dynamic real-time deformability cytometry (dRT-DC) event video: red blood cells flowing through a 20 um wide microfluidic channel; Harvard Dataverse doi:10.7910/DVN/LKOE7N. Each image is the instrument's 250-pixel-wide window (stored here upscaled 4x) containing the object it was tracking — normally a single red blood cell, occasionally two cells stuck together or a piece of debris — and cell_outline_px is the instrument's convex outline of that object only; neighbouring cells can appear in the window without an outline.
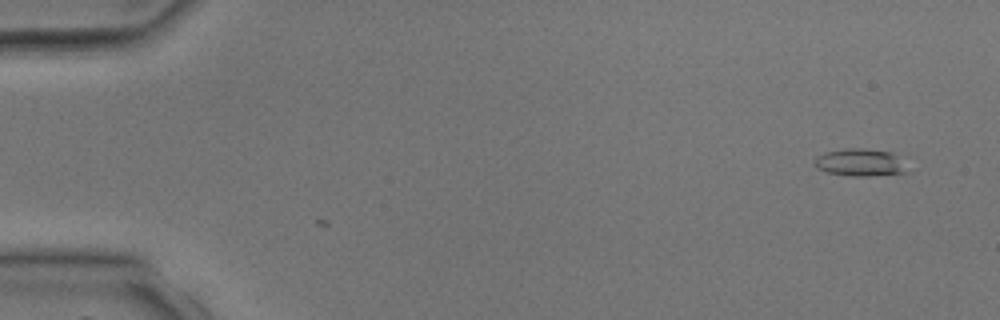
{"species": "common noctule bat (a hibernating species)", "species_latin": "Nyctalus noctula", "temperature_condition": "room temperature", "stored_images_in_passage": 2, "camera_frame_rate_fps": 3000, "um_per_image_px": 0.085, "animal": {"sex": "male", "body_mass_g": 17.9, "forearm_length_mm": 54.2}, "frame": {"image": 1, "passage_image": 2, "time_ms": 1.0, "image_size_px": [1000, 320], "cell_outline_px": [[908, 172], [868, 176], [852, 176], [828, 172], [816, 168], [812, 164], [816, 156], [824, 152], [848, 148], [864, 148], [892, 152], [896, 156]], "centroid_in_image_um": [73.02, 13.8], "position_along_channel_um": 12.0, "area_um2": 14.68}}